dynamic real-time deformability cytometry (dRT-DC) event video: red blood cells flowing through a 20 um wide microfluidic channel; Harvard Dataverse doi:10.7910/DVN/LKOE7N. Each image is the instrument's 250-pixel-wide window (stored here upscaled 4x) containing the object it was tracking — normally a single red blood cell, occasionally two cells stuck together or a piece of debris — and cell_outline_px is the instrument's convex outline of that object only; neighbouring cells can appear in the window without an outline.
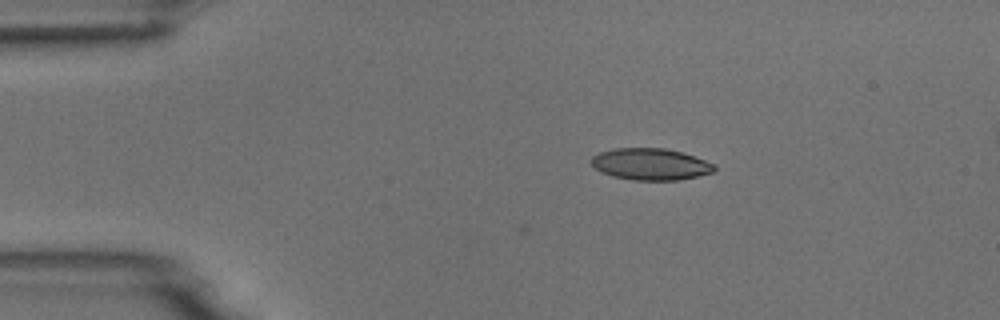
{"species": "common noctule bat (a hibernating species)", "species_latin": "Nyctalus noctula", "temperature_condition": "room temperature", "stored_images_in_passage": 9, "camera_frame_rate_fps": 3000, "um_per_image_px": 0.085, "animal": {"sex": "male", "body_mass_g": 18.8}, "frame": {"image": 1, "passage_image": 3, "time_ms": 2.333, "image_size_px": [1000, 320], "cell_outline_px": [[716, 172], [700, 176], [680, 180], [632, 180], [612, 176], [600, 172], [588, 160], [592, 156], [600, 152], [616, 148], [664, 148], [680, 152], [704, 160], [712, 164], [716, 168]], "centroid_in_image_um": [55.27, 13.97], "position_along_channel_um": 29.7, "area_um2": 22.77}}
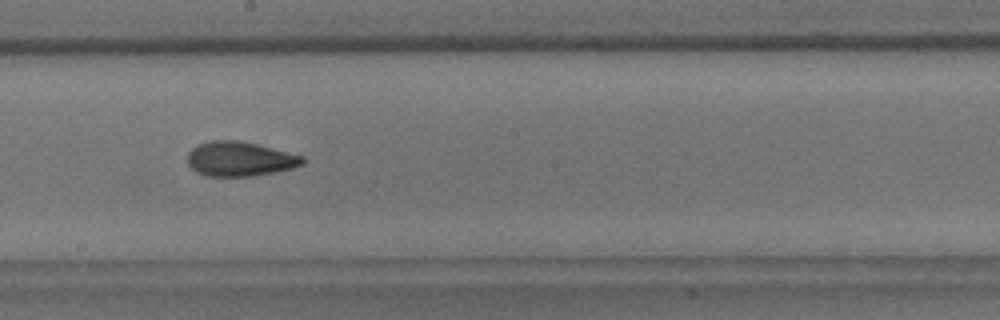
{"frame": {"image": 2, "passage_image": 9, "time_ms": 9.0, "image_size_px": [1000, 320], "cell_outline_px": [[304, 164], [292, 168], [276, 172], [256, 176], [204, 176], [196, 172], [188, 164], [188, 152], [196, 144], [208, 140], [236, 140], [256, 144], [304, 156]], "centroid_in_image_um": [20.36, 13.51], "position_along_channel_um": 227.8, "area_um2": 23.35}}